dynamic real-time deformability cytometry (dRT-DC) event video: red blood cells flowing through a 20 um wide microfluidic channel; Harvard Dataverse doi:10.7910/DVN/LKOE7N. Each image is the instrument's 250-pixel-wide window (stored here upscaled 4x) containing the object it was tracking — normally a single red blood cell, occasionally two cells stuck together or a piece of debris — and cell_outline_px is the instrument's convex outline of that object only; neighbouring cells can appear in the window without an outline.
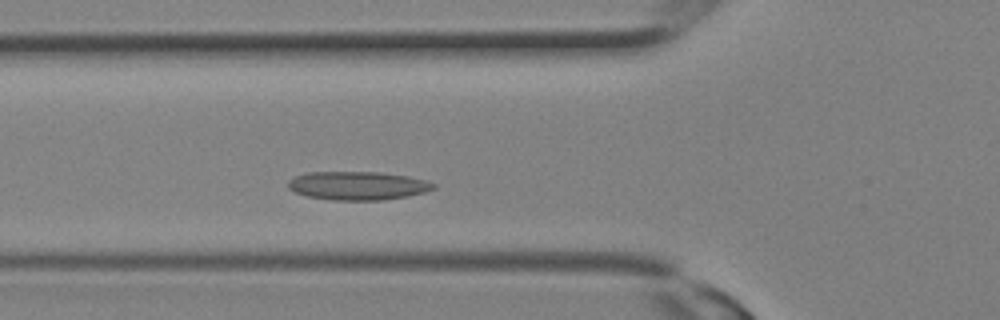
{"species": "Egyptian fruit bat (a non-hibernating species)", "species_latin": "Rousettus aegyptiacus", "temperature_condition": "room temperature", "stored_images_in_passage": 8, "camera_frame_rate_fps": 3000, "um_per_image_px": 0.085, "animal": {"sex": "female"}, "frame": {"image": 1, "passage_image": 6, "time_ms": 1.667, "image_size_px": [1000, 320], "cell_outline_px": [[436, 188], [424, 192], [408, 196], [384, 200], [332, 200], [308, 196], [296, 192], [288, 188], [288, 180], [296, 176], [308, 172], [380, 172], [408, 176], [428, 180], [436, 184]], "centroid_in_image_um": [30.45, 15.78], "position_along_channel_um": 95.4, "area_um2": 24.22}}
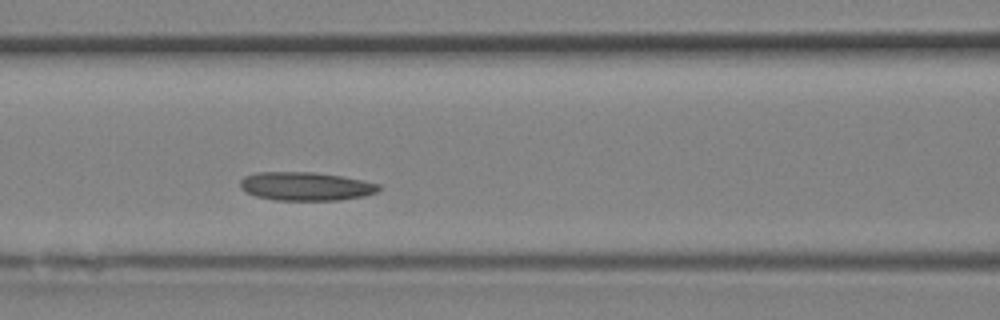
{"frame": {"image": 2, "passage_image": 8, "time_ms": 2.333, "image_size_px": [1000, 320], "cell_outline_px": [[380, 188], [376, 192], [364, 196], [340, 200], [276, 200], [256, 196], [244, 192], [240, 188], [240, 180], [244, 176], [256, 172], [316, 172], [344, 176], [364, 180], [380, 184]], "centroid_in_image_um": [25.98, 15.83], "position_along_channel_um": 140.6, "area_um2": 23.29}}